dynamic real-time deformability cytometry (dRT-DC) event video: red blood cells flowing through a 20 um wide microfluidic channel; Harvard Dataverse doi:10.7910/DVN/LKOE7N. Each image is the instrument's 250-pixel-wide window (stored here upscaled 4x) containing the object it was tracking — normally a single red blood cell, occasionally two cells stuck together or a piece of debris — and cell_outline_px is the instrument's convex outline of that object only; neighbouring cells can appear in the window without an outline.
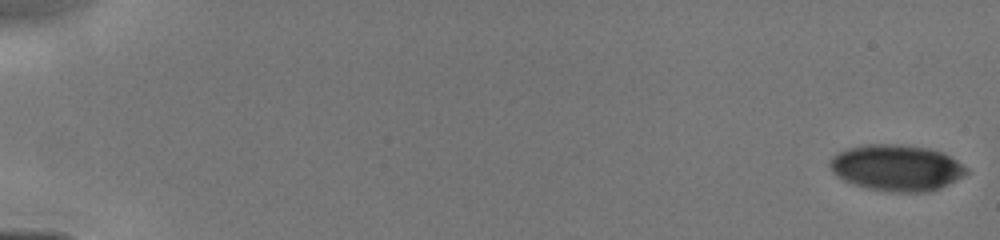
{"species": "human", "species_latin": "Homo sapiens", "temperature_condition": "cold", "stored_images_in_passage": 30, "camera_frame_rate_fps": 3000, "um_per_image_px": 0.085, "donor": {"sex": "male"}, "frame": {"image": 1, "passage_image": 1, "time_ms": 0.0, "image_size_px": [1000, 240], "cell_outline_px": [[968, 172], [964, 176], [940, 188], [928, 192], [884, 192], [864, 188], [852, 184], [836, 176], [832, 172], [828, 164], [828, 160], [832, 156], [848, 148], [868, 144], [900, 144], [928, 148], [944, 152], [968, 168]], "centroid_in_image_um": [76.19, 14.27], "position_along_channel_um": 8.8, "area_um2": 37.22}}
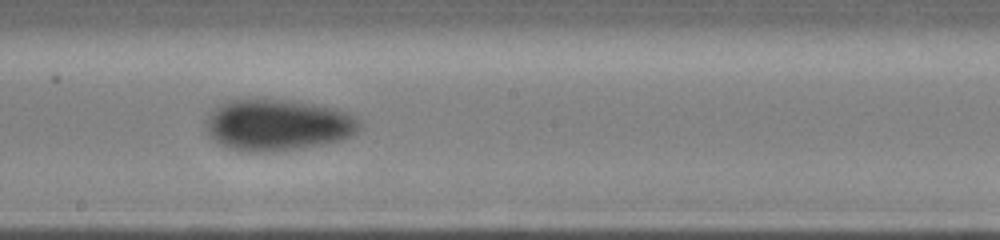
{"frame": {"image": 2, "passage_image": 18, "time_ms": 9.0, "image_size_px": [1000, 240], "cell_outline_px": [[360, 128], [352, 136], [340, 140], [296, 148], [272, 152], [248, 152], [232, 148], [220, 144], [208, 132], [204, 124], [208, 112], [212, 108], [224, 100], [236, 96], [256, 96], [292, 100], [316, 104], [336, 108], [348, 112], [356, 116], [360, 120]], "centroid_in_image_um": [23.54, 10.54], "position_along_channel_um": 224.7, "area_um2": 47.4}}
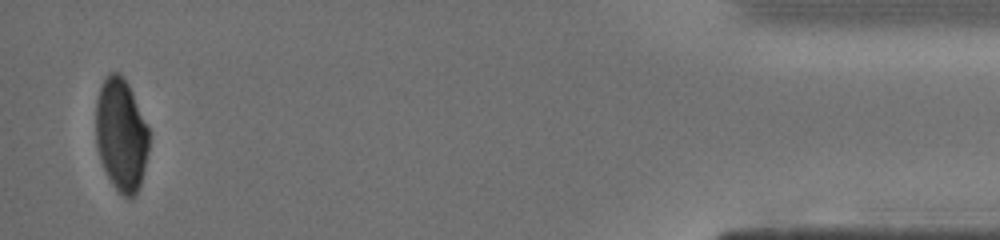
{"frame": {"image": 3, "passage_image": 30, "time_ms": 15.0, "image_size_px": [1000, 240], "cell_outline_px": [[148, 152], [140, 184], [136, 196], [132, 200], [124, 196], [116, 188], [108, 176], [100, 160], [96, 144], [96, 100], [104, 76], [108, 72], [120, 72], [124, 76], [132, 92], [148, 128]], "centroid_in_image_um": [10.28, 11.43], "position_along_channel_um": 424.9, "area_um2": 34.91}}